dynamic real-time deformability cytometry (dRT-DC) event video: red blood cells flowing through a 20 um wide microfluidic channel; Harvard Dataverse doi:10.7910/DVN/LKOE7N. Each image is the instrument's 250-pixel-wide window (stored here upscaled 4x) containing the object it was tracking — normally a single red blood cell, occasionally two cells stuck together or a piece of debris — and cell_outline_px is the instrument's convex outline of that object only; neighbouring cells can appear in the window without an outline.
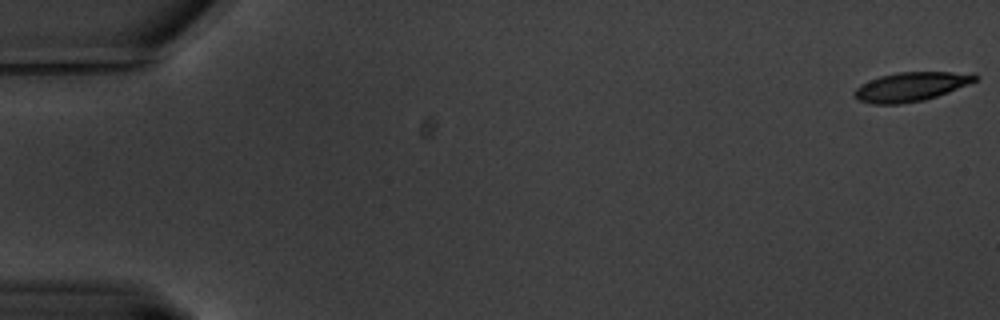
{"species": "common noctule bat (a hibernating species)", "species_latin": "Nyctalus noctula", "temperature_condition": "warm", "stored_images_in_passage": 63, "camera_frame_rate_fps": 3000, "um_per_image_px": 0.085, "animal": {"sex": "male", "body_mass_g": 20.1, "forearm_length_mm": 53.5}, "frame": {"image": 1, "passage_image": 1, "time_ms": 0.0, "image_size_px": [1000, 320], "cell_outline_px": [[980, 76], [976, 80], [968, 84], [948, 92], [924, 100], [900, 104], [872, 104], [856, 100], [852, 96], [852, 92], [860, 84], [880, 76], [896, 72], [976, 72]], "centroid_in_image_um": [77.41, 7.36], "position_along_channel_um": 7.6, "area_um2": 20.75}}
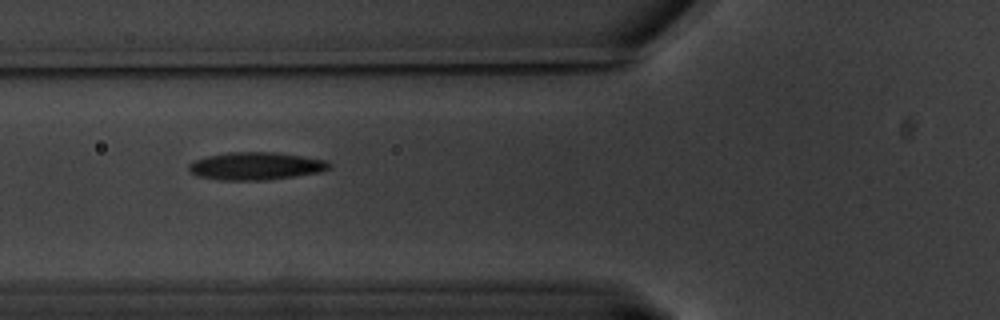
{"frame": {"image": 2, "passage_image": 24, "time_ms": 7.667, "image_size_px": [1000, 320], "cell_outline_px": [[332, 164], [328, 168], [320, 172], [268, 180], [220, 180], [196, 176], [188, 168], [188, 164], [196, 160], [208, 156], [228, 152], [276, 152], [304, 156], [328, 160]], "centroid_in_image_um": [21.77, 14.11], "position_along_channel_um": 104.0, "area_um2": 22.72}}
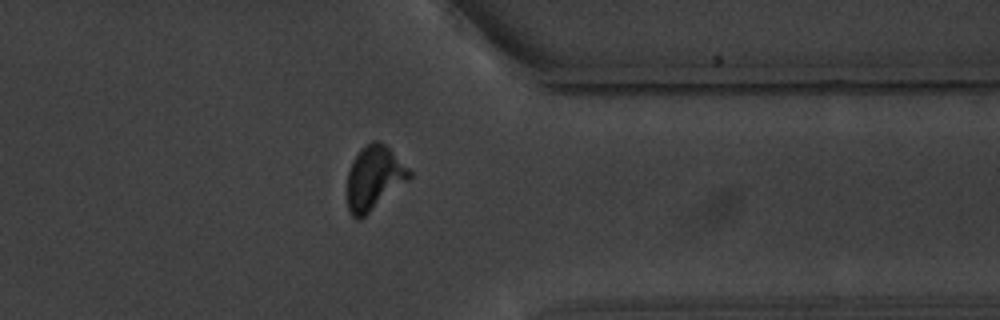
{"frame": {"image": 3, "passage_image": 50, "time_ms": 16.333, "image_size_px": [1000, 320], "cell_outline_px": [[412, 176], [408, 180], [360, 220], [356, 220], [348, 212], [348, 172], [360, 148], [372, 140], [376, 140], [384, 144], [412, 172]], "centroid_in_image_um": [31.78, 15.14], "position_along_channel_um": 379.6, "area_um2": 22.77}, "authors_computed_cell_mechanics": {"area_um2": 22.0218, "velocity_mm_per_s": 3.2459, "shape_relaxation_time_tau1_ms": 5.4945, "shape_relaxation_time_tau2_ms": 2.1744, "deformation_change_tau1": 0.2018, "deformation_change_tau2": 0.106}}